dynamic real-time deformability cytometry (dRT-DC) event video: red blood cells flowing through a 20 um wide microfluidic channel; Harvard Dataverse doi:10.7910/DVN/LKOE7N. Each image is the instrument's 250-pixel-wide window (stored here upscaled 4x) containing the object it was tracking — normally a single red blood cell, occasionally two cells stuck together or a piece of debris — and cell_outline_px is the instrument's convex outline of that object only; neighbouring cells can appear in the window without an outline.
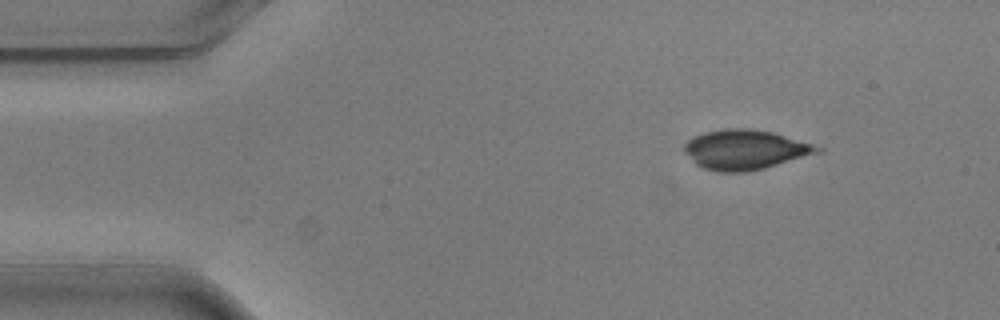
{"species": "common noctule bat (a hibernating species)", "species_latin": "Nyctalus noctula", "temperature_condition": "warm", "stored_images_in_passage": 3, "camera_frame_rate_fps": 3000, "um_per_image_px": 0.085, "animal": {"sex": "male", "body_mass_g": 20.5, "forearm_length_mm": 52.5}, "frame": {"image": 1, "passage_image": 1, "time_ms": 0.0, "image_size_px": [1000, 320], "cell_outline_px": [[824, 152], [764, 168], [748, 172], [716, 172], [704, 168], [696, 164], [684, 152], [684, 144], [688, 140], [704, 132], [724, 128], [748, 128], [772, 132], [812, 144], [824, 148]], "centroid_in_image_um": [63.35, 12.73], "position_along_channel_um": 21.6, "area_um2": 30.92}}